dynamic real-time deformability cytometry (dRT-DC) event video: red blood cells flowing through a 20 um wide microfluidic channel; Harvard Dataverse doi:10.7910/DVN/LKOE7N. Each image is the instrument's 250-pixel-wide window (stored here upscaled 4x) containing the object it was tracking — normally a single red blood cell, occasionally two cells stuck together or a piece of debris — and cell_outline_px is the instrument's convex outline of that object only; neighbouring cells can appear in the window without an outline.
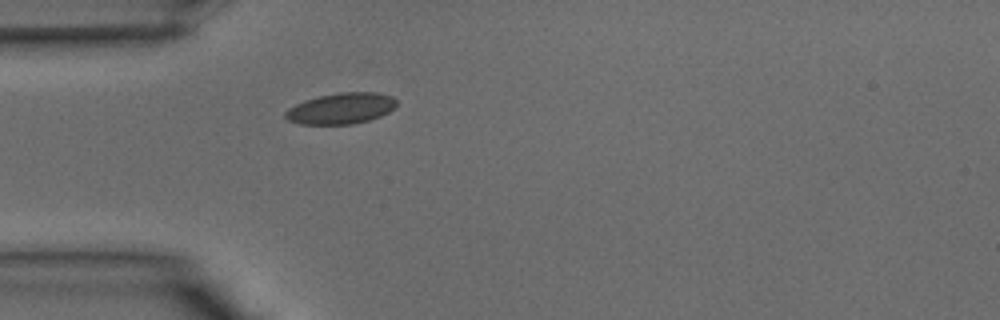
{"species": "common noctule bat (a hibernating species)", "species_latin": "Nyctalus noctula", "temperature_condition": "warm", "stored_images_in_passage": 29, "camera_frame_rate_fps": 3000, "um_per_image_px": 0.085, "animal": {"sex": "male", "body_mass_g": 15.6}, "frame": {"image": 1, "passage_image": 1, "time_ms": 0.0, "image_size_px": [1000, 320], "cell_outline_px": [[396, 104], [388, 112], [380, 116], [368, 120], [352, 124], [300, 124], [288, 120], [284, 116], [284, 112], [288, 108], [304, 100], [320, 96], [340, 92], [376, 92], [392, 96], [396, 100]], "centroid_in_image_um": [28.96, 9.21], "position_along_channel_um": 56.0, "area_um2": 20.0}}
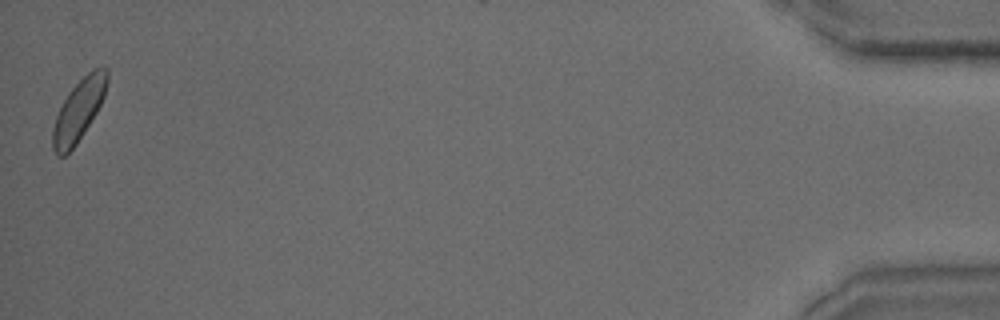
{"frame": {"image": 2, "passage_image": 29, "time_ms": 9.333, "image_size_px": [1000, 320], "cell_outline_px": [[108, 80], [104, 96], [96, 112], [76, 144], [64, 156], [56, 156], [52, 148], [52, 128], [56, 116], [68, 92], [92, 68], [104, 64], [108, 68]], "centroid_in_image_um": [6.69, 9.33], "position_along_channel_um": 428.5, "area_um2": 19.42}}